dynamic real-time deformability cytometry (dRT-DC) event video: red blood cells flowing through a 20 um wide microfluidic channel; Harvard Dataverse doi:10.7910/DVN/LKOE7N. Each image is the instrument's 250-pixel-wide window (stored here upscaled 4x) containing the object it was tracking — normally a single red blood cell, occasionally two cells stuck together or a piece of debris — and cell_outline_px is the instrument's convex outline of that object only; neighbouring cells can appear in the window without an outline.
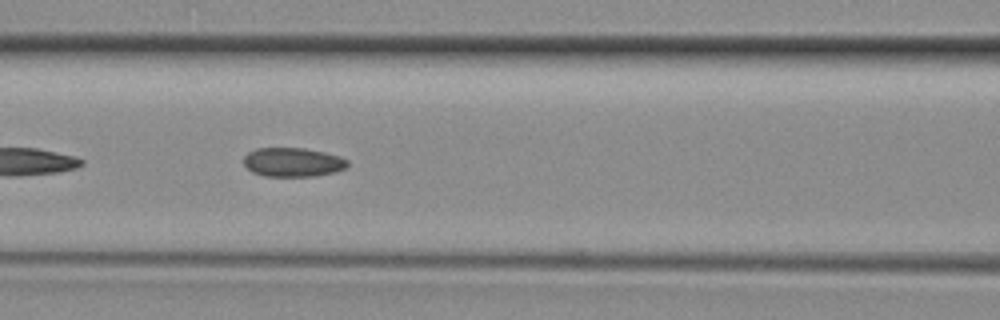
{"species": "common noctule bat (a hibernating species)", "species_latin": "Nyctalus noctula", "temperature_condition": "room temperature", "stored_images_in_passage": 18, "camera_frame_rate_fps": 3000, "um_per_image_px": 0.085, "animal": {"sex": "female", "body_mass_g": 29.2, "forearm_length_mm": 56.3}, "frame": {"image": 1, "passage_image": 6, "time_ms": 1.667, "image_size_px": [1000, 320], "cell_outline_px": [[348, 168], [336, 172], [316, 176], [264, 176], [252, 172], [244, 164], [244, 156], [248, 152], [256, 148], [304, 148], [324, 152], [340, 156], [348, 160]], "centroid_in_image_um": [24.92, 13.79], "position_along_channel_um": 141.7, "area_um2": 17.74}}